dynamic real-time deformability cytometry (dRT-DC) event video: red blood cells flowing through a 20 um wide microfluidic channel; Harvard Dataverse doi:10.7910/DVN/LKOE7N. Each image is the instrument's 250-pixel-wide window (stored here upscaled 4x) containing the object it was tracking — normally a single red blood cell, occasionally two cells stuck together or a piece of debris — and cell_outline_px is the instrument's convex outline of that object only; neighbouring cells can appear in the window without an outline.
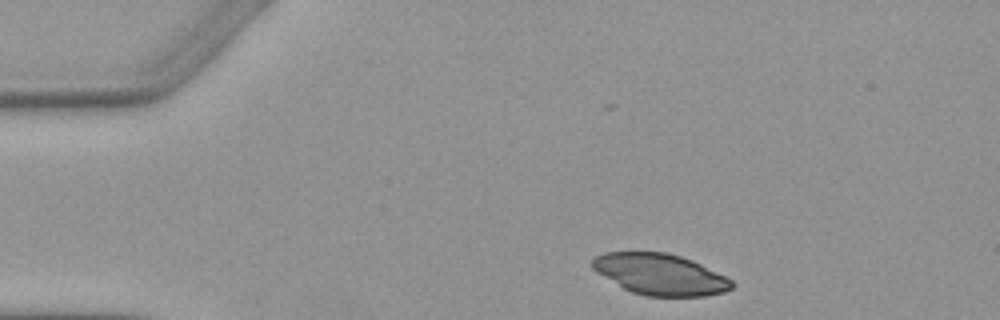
{"species": "Egyptian fruit bat (a non-hibernating species)", "species_latin": "Rousettus aegyptiacus", "temperature_condition": "warm", "stored_images_in_passage": 3, "camera_frame_rate_fps": 3000, "um_per_image_px": 0.085, "animal": {"sex": "female"}, "frame": {"image": 1, "passage_image": 1, "time_ms": 0.0, "image_size_px": [1000, 320], "cell_outline_px": [[736, 284], [732, 288], [724, 292], [704, 296], [644, 296], [632, 292], [624, 288], [596, 272], [592, 268], [592, 260], [596, 256], [604, 252], [668, 252], [692, 260], [732, 280]], "centroid_in_image_um": [56.11, 23.32], "position_along_channel_um": 28.9, "area_um2": 33.29}}